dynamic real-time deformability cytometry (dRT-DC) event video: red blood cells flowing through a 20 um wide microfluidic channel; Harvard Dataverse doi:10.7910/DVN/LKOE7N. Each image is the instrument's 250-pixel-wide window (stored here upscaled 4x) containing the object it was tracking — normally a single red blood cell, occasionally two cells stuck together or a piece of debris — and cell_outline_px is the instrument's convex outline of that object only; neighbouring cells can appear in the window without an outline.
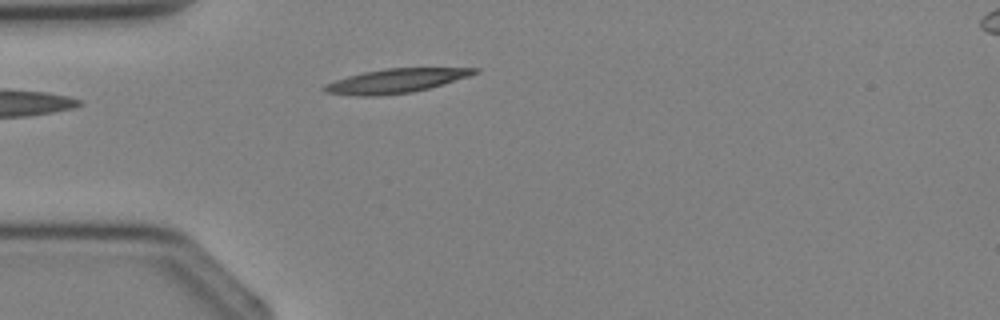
{"species": "Egyptian fruit bat (a non-hibernating species)", "species_latin": "Rousettus aegyptiacus", "temperature_condition": "cold", "stored_images_in_passage": 2, "camera_frame_rate_fps": 3000, "um_per_image_px": 0.085, "animal": {"sex": "female"}, "frame": {"image": 1, "passage_image": 2, "time_ms": 1.333, "image_size_px": [1000, 320], "cell_outline_px": [[480, 72], [468, 76], [428, 88], [412, 92], [376, 96], [356, 96], [324, 92], [320, 88], [324, 84], [348, 76], [364, 72], [384, 68], [480, 68]], "centroid_in_image_um": [33.59, 6.87], "position_along_channel_um": 51.4, "area_um2": 20.98}}